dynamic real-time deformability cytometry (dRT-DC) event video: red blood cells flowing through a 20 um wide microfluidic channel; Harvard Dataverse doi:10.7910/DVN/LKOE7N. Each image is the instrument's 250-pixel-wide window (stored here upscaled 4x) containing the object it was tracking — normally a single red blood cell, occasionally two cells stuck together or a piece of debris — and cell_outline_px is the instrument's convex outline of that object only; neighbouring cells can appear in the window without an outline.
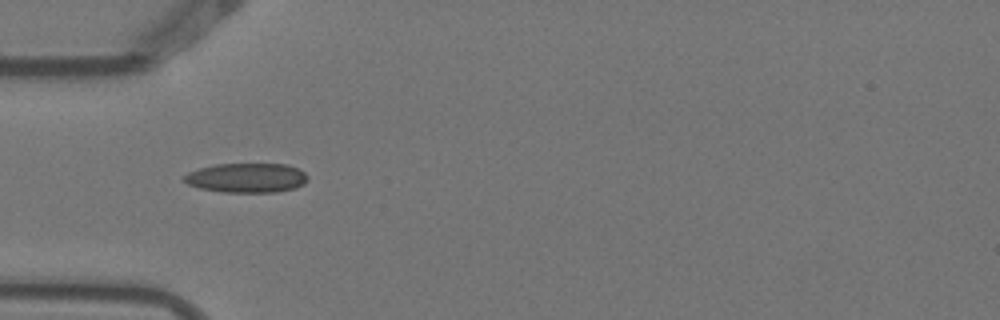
{"species": "Egyptian fruit bat (a non-hibernating species)", "species_latin": "Rousettus aegyptiacus", "temperature_condition": "warm", "stored_images_in_passage": 6, "camera_frame_rate_fps": 3000, "um_per_image_px": 0.085, "animal": {"sex": "female"}, "frame": {"image": 1, "passage_image": 1, "time_ms": 0.0, "image_size_px": [1000, 320], "cell_outline_px": [[308, 180], [304, 184], [296, 188], [276, 192], [224, 192], [200, 188], [188, 184], [184, 180], [184, 176], [188, 172], [200, 168], [216, 164], [288, 164], [304, 172], [308, 176]], "centroid_in_image_um": [21.0, 15.12], "position_along_channel_um": 64.0, "area_um2": 21.21}}
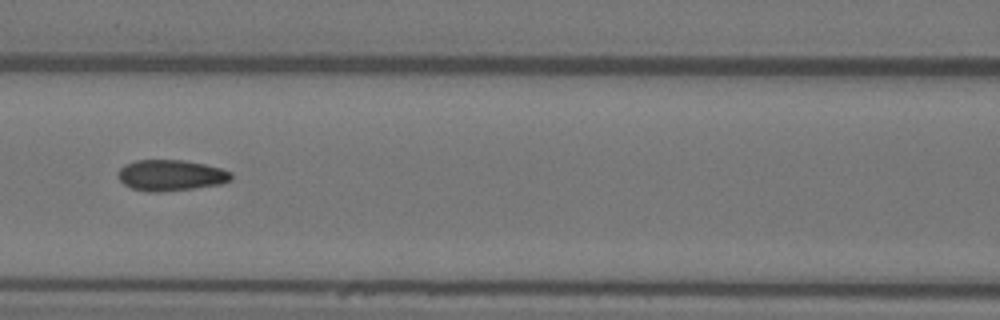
{"frame": {"image": 2, "passage_image": 3, "time_ms": 0.667, "image_size_px": [1000, 320], "cell_outline_px": [[232, 180], [220, 184], [192, 188], [160, 192], [148, 192], [132, 188], [124, 184], [116, 176], [116, 172], [124, 164], [136, 160], [184, 160], [204, 164], [220, 168], [232, 172]], "centroid_in_image_um": [14.49, 14.89], "position_along_channel_um": 152.1, "area_um2": 20.52}}
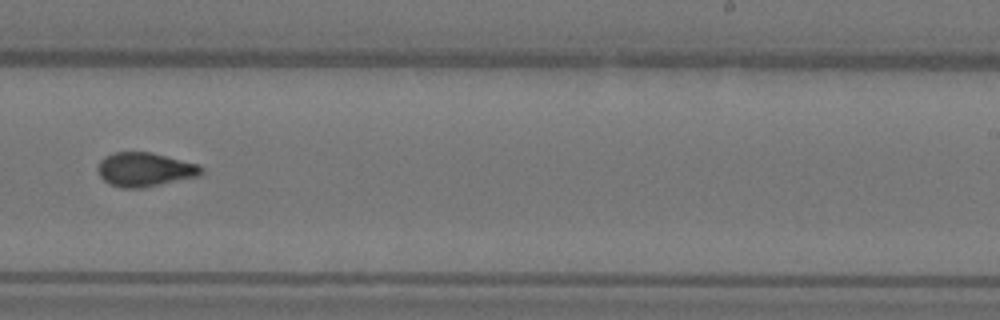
{"frame": {"image": 3, "passage_image": 6, "time_ms": 1.667, "image_size_px": [1000, 320], "cell_outline_px": [[204, 172], [200, 176], [140, 188], [120, 188], [108, 184], [100, 176], [96, 168], [100, 160], [104, 156], [112, 152], [152, 152], [200, 164], [204, 168]], "centroid_in_image_um": [12.31, 14.4], "position_along_channel_um": 276.7, "area_um2": 20.87}}